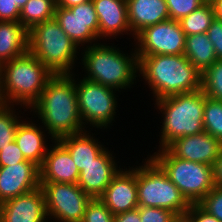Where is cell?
Masks as SVG:
<instances>
[{"instance_id":"cell-1","label":"cell","mask_w":222,"mask_h":222,"mask_svg":"<svg viewBox=\"0 0 222 222\" xmlns=\"http://www.w3.org/2000/svg\"><path fill=\"white\" fill-rule=\"evenodd\" d=\"M29 111L54 140L86 131L78 108L75 73L54 75Z\"/></svg>"},{"instance_id":"cell-2","label":"cell","mask_w":222,"mask_h":222,"mask_svg":"<svg viewBox=\"0 0 222 222\" xmlns=\"http://www.w3.org/2000/svg\"><path fill=\"white\" fill-rule=\"evenodd\" d=\"M110 42L111 41L106 43V41H104V43H102L101 41L98 44L80 50L81 62H79V67L81 70L83 69L81 71L82 73L83 71L85 72L80 76L119 90L122 93L125 92V90L130 91L139 80L138 56L134 44L132 42L131 46L133 45V48L131 50L129 48L126 52V50L118 46L119 44L115 45Z\"/></svg>"},{"instance_id":"cell-3","label":"cell","mask_w":222,"mask_h":222,"mask_svg":"<svg viewBox=\"0 0 222 222\" xmlns=\"http://www.w3.org/2000/svg\"><path fill=\"white\" fill-rule=\"evenodd\" d=\"M201 76L184 54L138 56V82L148 86L153 101L200 90Z\"/></svg>"},{"instance_id":"cell-4","label":"cell","mask_w":222,"mask_h":222,"mask_svg":"<svg viewBox=\"0 0 222 222\" xmlns=\"http://www.w3.org/2000/svg\"><path fill=\"white\" fill-rule=\"evenodd\" d=\"M54 74L29 51L0 65V103L30 109Z\"/></svg>"},{"instance_id":"cell-5","label":"cell","mask_w":222,"mask_h":222,"mask_svg":"<svg viewBox=\"0 0 222 222\" xmlns=\"http://www.w3.org/2000/svg\"><path fill=\"white\" fill-rule=\"evenodd\" d=\"M160 114L159 145L154 149L166 148L177 138L191 136L204 131L205 93L200 89L190 93L176 94L153 101ZM158 146V147H157Z\"/></svg>"},{"instance_id":"cell-6","label":"cell","mask_w":222,"mask_h":222,"mask_svg":"<svg viewBox=\"0 0 222 222\" xmlns=\"http://www.w3.org/2000/svg\"><path fill=\"white\" fill-rule=\"evenodd\" d=\"M28 37L29 52L54 75L79 71L76 67H79L80 49L62 30L55 18L33 26L28 31Z\"/></svg>"},{"instance_id":"cell-7","label":"cell","mask_w":222,"mask_h":222,"mask_svg":"<svg viewBox=\"0 0 222 222\" xmlns=\"http://www.w3.org/2000/svg\"><path fill=\"white\" fill-rule=\"evenodd\" d=\"M146 156L142 163L136 159L139 207H159L175 214L186 213L191 204L162 168L149 155Z\"/></svg>"},{"instance_id":"cell-8","label":"cell","mask_w":222,"mask_h":222,"mask_svg":"<svg viewBox=\"0 0 222 222\" xmlns=\"http://www.w3.org/2000/svg\"><path fill=\"white\" fill-rule=\"evenodd\" d=\"M190 204H198L214 187L213 166L175 157L167 148L148 154Z\"/></svg>"},{"instance_id":"cell-9","label":"cell","mask_w":222,"mask_h":222,"mask_svg":"<svg viewBox=\"0 0 222 222\" xmlns=\"http://www.w3.org/2000/svg\"><path fill=\"white\" fill-rule=\"evenodd\" d=\"M77 74L75 72V89L84 128L92 131L96 129H101L102 132L109 131L112 126L114 127L115 120L119 118L117 116L118 100L122 93L114 88L79 77L80 74Z\"/></svg>"},{"instance_id":"cell-10","label":"cell","mask_w":222,"mask_h":222,"mask_svg":"<svg viewBox=\"0 0 222 222\" xmlns=\"http://www.w3.org/2000/svg\"><path fill=\"white\" fill-rule=\"evenodd\" d=\"M49 222H82L92 199L77 183H40Z\"/></svg>"},{"instance_id":"cell-11","label":"cell","mask_w":222,"mask_h":222,"mask_svg":"<svg viewBox=\"0 0 222 222\" xmlns=\"http://www.w3.org/2000/svg\"><path fill=\"white\" fill-rule=\"evenodd\" d=\"M186 35L179 21L172 19L141 30L133 44L137 56L184 54Z\"/></svg>"},{"instance_id":"cell-12","label":"cell","mask_w":222,"mask_h":222,"mask_svg":"<svg viewBox=\"0 0 222 222\" xmlns=\"http://www.w3.org/2000/svg\"><path fill=\"white\" fill-rule=\"evenodd\" d=\"M54 18L80 50L101 42L98 16L92 1L70 8L56 6Z\"/></svg>"},{"instance_id":"cell-13","label":"cell","mask_w":222,"mask_h":222,"mask_svg":"<svg viewBox=\"0 0 222 222\" xmlns=\"http://www.w3.org/2000/svg\"><path fill=\"white\" fill-rule=\"evenodd\" d=\"M114 153V150L106 147L79 173L77 184L91 198H99L112 178L124 167L123 164L118 165L121 159H117Z\"/></svg>"},{"instance_id":"cell-14","label":"cell","mask_w":222,"mask_h":222,"mask_svg":"<svg viewBox=\"0 0 222 222\" xmlns=\"http://www.w3.org/2000/svg\"><path fill=\"white\" fill-rule=\"evenodd\" d=\"M129 167V168H128ZM121 168L112 178L99 199L113 215L124 213L139 207L136 184V165Z\"/></svg>"},{"instance_id":"cell-15","label":"cell","mask_w":222,"mask_h":222,"mask_svg":"<svg viewBox=\"0 0 222 222\" xmlns=\"http://www.w3.org/2000/svg\"><path fill=\"white\" fill-rule=\"evenodd\" d=\"M40 187L39 166L26 160L0 167V204Z\"/></svg>"},{"instance_id":"cell-16","label":"cell","mask_w":222,"mask_h":222,"mask_svg":"<svg viewBox=\"0 0 222 222\" xmlns=\"http://www.w3.org/2000/svg\"><path fill=\"white\" fill-rule=\"evenodd\" d=\"M166 148L177 158L213 166L222 152V142L203 131L177 138Z\"/></svg>"},{"instance_id":"cell-17","label":"cell","mask_w":222,"mask_h":222,"mask_svg":"<svg viewBox=\"0 0 222 222\" xmlns=\"http://www.w3.org/2000/svg\"><path fill=\"white\" fill-rule=\"evenodd\" d=\"M92 2L98 16L100 41L109 42V39L124 38L121 35H127L130 37L128 39L135 38L129 27L126 0H92Z\"/></svg>"},{"instance_id":"cell-18","label":"cell","mask_w":222,"mask_h":222,"mask_svg":"<svg viewBox=\"0 0 222 222\" xmlns=\"http://www.w3.org/2000/svg\"><path fill=\"white\" fill-rule=\"evenodd\" d=\"M0 218L3 222H49L42 189L1 203Z\"/></svg>"},{"instance_id":"cell-19","label":"cell","mask_w":222,"mask_h":222,"mask_svg":"<svg viewBox=\"0 0 222 222\" xmlns=\"http://www.w3.org/2000/svg\"><path fill=\"white\" fill-rule=\"evenodd\" d=\"M32 117H24L16 130L15 142L26 160L32 161L39 167L47 154L54 138L43 128L41 123ZM51 139V140H48Z\"/></svg>"},{"instance_id":"cell-20","label":"cell","mask_w":222,"mask_h":222,"mask_svg":"<svg viewBox=\"0 0 222 222\" xmlns=\"http://www.w3.org/2000/svg\"><path fill=\"white\" fill-rule=\"evenodd\" d=\"M40 170V183L75 184L79 171L69 151L55 140L48 148Z\"/></svg>"},{"instance_id":"cell-21","label":"cell","mask_w":222,"mask_h":222,"mask_svg":"<svg viewBox=\"0 0 222 222\" xmlns=\"http://www.w3.org/2000/svg\"><path fill=\"white\" fill-rule=\"evenodd\" d=\"M128 22L135 37L146 27L170 19L166 0H126Z\"/></svg>"},{"instance_id":"cell-22","label":"cell","mask_w":222,"mask_h":222,"mask_svg":"<svg viewBox=\"0 0 222 222\" xmlns=\"http://www.w3.org/2000/svg\"><path fill=\"white\" fill-rule=\"evenodd\" d=\"M91 131L92 130L87 129L81 133L62 136L58 139L69 151L79 172H81L86 165L93 162L106 148L105 144L99 140L101 137H97L100 132L98 133V130L94 133Z\"/></svg>"},{"instance_id":"cell-23","label":"cell","mask_w":222,"mask_h":222,"mask_svg":"<svg viewBox=\"0 0 222 222\" xmlns=\"http://www.w3.org/2000/svg\"><path fill=\"white\" fill-rule=\"evenodd\" d=\"M28 30L15 21H0V65L29 51Z\"/></svg>"},{"instance_id":"cell-24","label":"cell","mask_w":222,"mask_h":222,"mask_svg":"<svg viewBox=\"0 0 222 222\" xmlns=\"http://www.w3.org/2000/svg\"><path fill=\"white\" fill-rule=\"evenodd\" d=\"M184 55L201 73L217 60L207 33L186 36Z\"/></svg>"},{"instance_id":"cell-25","label":"cell","mask_w":222,"mask_h":222,"mask_svg":"<svg viewBox=\"0 0 222 222\" xmlns=\"http://www.w3.org/2000/svg\"><path fill=\"white\" fill-rule=\"evenodd\" d=\"M56 0H28L21 9L19 22L29 31L36 24L53 19Z\"/></svg>"},{"instance_id":"cell-26","label":"cell","mask_w":222,"mask_h":222,"mask_svg":"<svg viewBox=\"0 0 222 222\" xmlns=\"http://www.w3.org/2000/svg\"><path fill=\"white\" fill-rule=\"evenodd\" d=\"M25 111L29 113V110L24 107L0 103V151L15 140L20 121L28 115Z\"/></svg>"},{"instance_id":"cell-27","label":"cell","mask_w":222,"mask_h":222,"mask_svg":"<svg viewBox=\"0 0 222 222\" xmlns=\"http://www.w3.org/2000/svg\"><path fill=\"white\" fill-rule=\"evenodd\" d=\"M215 13L211 2L206 1L198 9L179 20V24L186 36L207 33L215 20Z\"/></svg>"},{"instance_id":"cell-28","label":"cell","mask_w":222,"mask_h":222,"mask_svg":"<svg viewBox=\"0 0 222 222\" xmlns=\"http://www.w3.org/2000/svg\"><path fill=\"white\" fill-rule=\"evenodd\" d=\"M204 131L222 142V101L208 98L205 95Z\"/></svg>"},{"instance_id":"cell-29","label":"cell","mask_w":222,"mask_h":222,"mask_svg":"<svg viewBox=\"0 0 222 222\" xmlns=\"http://www.w3.org/2000/svg\"><path fill=\"white\" fill-rule=\"evenodd\" d=\"M201 90L208 98L222 101V60H216L202 72Z\"/></svg>"},{"instance_id":"cell-30","label":"cell","mask_w":222,"mask_h":222,"mask_svg":"<svg viewBox=\"0 0 222 222\" xmlns=\"http://www.w3.org/2000/svg\"><path fill=\"white\" fill-rule=\"evenodd\" d=\"M82 222H114V215L99 198H92L86 206Z\"/></svg>"},{"instance_id":"cell-31","label":"cell","mask_w":222,"mask_h":222,"mask_svg":"<svg viewBox=\"0 0 222 222\" xmlns=\"http://www.w3.org/2000/svg\"><path fill=\"white\" fill-rule=\"evenodd\" d=\"M205 0H166L170 19L179 21L202 6Z\"/></svg>"},{"instance_id":"cell-32","label":"cell","mask_w":222,"mask_h":222,"mask_svg":"<svg viewBox=\"0 0 222 222\" xmlns=\"http://www.w3.org/2000/svg\"><path fill=\"white\" fill-rule=\"evenodd\" d=\"M198 204L222 222V187L215 186Z\"/></svg>"},{"instance_id":"cell-33","label":"cell","mask_w":222,"mask_h":222,"mask_svg":"<svg viewBox=\"0 0 222 222\" xmlns=\"http://www.w3.org/2000/svg\"><path fill=\"white\" fill-rule=\"evenodd\" d=\"M141 222H171L175 213L159 207H139Z\"/></svg>"},{"instance_id":"cell-34","label":"cell","mask_w":222,"mask_h":222,"mask_svg":"<svg viewBox=\"0 0 222 222\" xmlns=\"http://www.w3.org/2000/svg\"><path fill=\"white\" fill-rule=\"evenodd\" d=\"M23 161L26 159L15 141L0 151V167L12 166Z\"/></svg>"},{"instance_id":"cell-35","label":"cell","mask_w":222,"mask_h":222,"mask_svg":"<svg viewBox=\"0 0 222 222\" xmlns=\"http://www.w3.org/2000/svg\"><path fill=\"white\" fill-rule=\"evenodd\" d=\"M207 35L213 44L217 60H222V20L215 18L207 30Z\"/></svg>"},{"instance_id":"cell-36","label":"cell","mask_w":222,"mask_h":222,"mask_svg":"<svg viewBox=\"0 0 222 222\" xmlns=\"http://www.w3.org/2000/svg\"><path fill=\"white\" fill-rule=\"evenodd\" d=\"M20 12L13 0H0V21L19 22Z\"/></svg>"},{"instance_id":"cell-37","label":"cell","mask_w":222,"mask_h":222,"mask_svg":"<svg viewBox=\"0 0 222 222\" xmlns=\"http://www.w3.org/2000/svg\"><path fill=\"white\" fill-rule=\"evenodd\" d=\"M187 213L194 222H220L216 217L205 211L199 204H191Z\"/></svg>"},{"instance_id":"cell-38","label":"cell","mask_w":222,"mask_h":222,"mask_svg":"<svg viewBox=\"0 0 222 222\" xmlns=\"http://www.w3.org/2000/svg\"><path fill=\"white\" fill-rule=\"evenodd\" d=\"M114 222H141L139 207L124 213L114 215Z\"/></svg>"},{"instance_id":"cell-39","label":"cell","mask_w":222,"mask_h":222,"mask_svg":"<svg viewBox=\"0 0 222 222\" xmlns=\"http://www.w3.org/2000/svg\"><path fill=\"white\" fill-rule=\"evenodd\" d=\"M213 174L215 186L222 187V152L214 162Z\"/></svg>"},{"instance_id":"cell-40","label":"cell","mask_w":222,"mask_h":222,"mask_svg":"<svg viewBox=\"0 0 222 222\" xmlns=\"http://www.w3.org/2000/svg\"><path fill=\"white\" fill-rule=\"evenodd\" d=\"M92 0H56V4L59 7L70 8L74 5H79L81 3L90 2Z\"/></svg>"},{"instance_id":"cell-41","label":"cell","mask_w":222,"mask_h":222,"mask_svg":"<svg viewBox=\"0 0 222 222\" xmlns=\"http://www.w3.org/2000/svg\"><path fill=\"white\" fill-rule=\"evenodd\" d=\"M216 19L222 20V0H211Z\"/></svg>"},{"instance_id":"cell-42","label":"cell","mask_w":222,"mask_h":222,"mask_svg":"<svg viewBox=\"0 0 222 222\" xmlns=\"http://www.w3.org/2000/svg\"><path fill=\"white\" fill-rule=\"evenodd\" d=\"M171 222H194L192 217L186 212L182 214H175Z\"/></svg>"},{"instance_id":"cell-43","label":"cell","mask_w":222,"mask_h":222,"mask_svg":"<svg viewBox=\"0 0 222 222\" xmlns=\"http://www.w3.org/2000/svg\"><path fill=\"white\" fill-rule=\"evenodd\" d=\"M14 3L17 4L18 8L21 10L25 4L28 2V0H13Z\"/></svg>"}]
</instances>
